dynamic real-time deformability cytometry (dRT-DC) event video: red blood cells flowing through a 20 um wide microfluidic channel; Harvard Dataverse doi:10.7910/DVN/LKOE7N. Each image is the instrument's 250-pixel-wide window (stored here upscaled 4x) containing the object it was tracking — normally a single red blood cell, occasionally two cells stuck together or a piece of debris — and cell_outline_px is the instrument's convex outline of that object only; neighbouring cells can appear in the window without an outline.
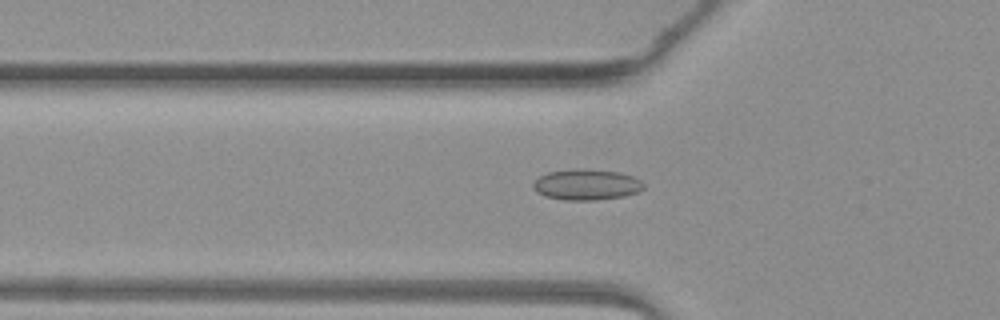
{"species": "common noctule bat (a hibernating species)", "species_latin": "Nyctalus noctula", "temperature_condition": "warm", "stored_images_in_passage": 49, "camera_frame_rate_fps": 3000, "um_per_image_px": 0.085, "animal": {"sex": "female", "body_mass_g": 19.3, "forearm_length_mm": 54.1}, "frame": {"image": 1, "passage_image": 17, "time_ms": 5.333, "image_size_px": [1000, 320], "cell_outline_px": [[644, 188], [636, 192], [624, 196], [596, 200], [564, 200], [544, 196], [536, 192], [532, 188], [532, 184], [540, 176], [548, 172], [576, 168], [588, 168], [620, 172], [632, 176], [640, 180], [644, 184]], "centroid_in_image_um": [49.83, 15.68], "position_along_channel_um": 76.0, "area_um2": 20.06}}
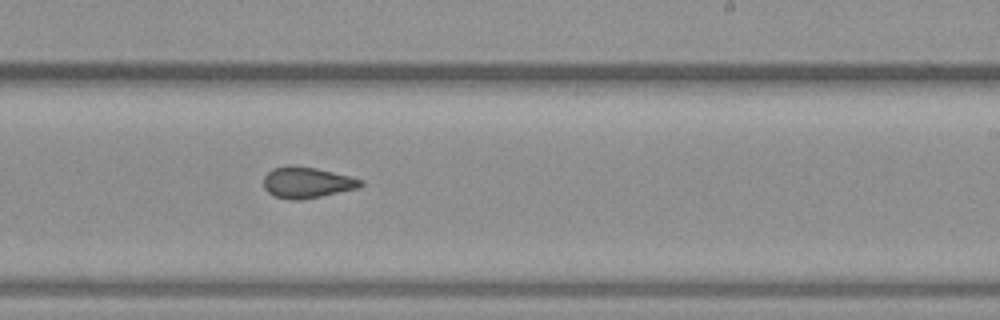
{"frame": {"image": 2, "passage_image": 30, "time_ms": 9.667, "image_size_px": [1000, 320], "cell_outline_px": [[364, 184], [356, 188], [320, 196], [300, 200], [288, 200], [272, 196], [264, 188], [264, 176], [272, 168], [316, 168], [352, 176], [364, 180]], "centroid_in_image_um": [26.1, 15.55], "position_along_channel_um": 262.9, "area_um2": 17.11}}
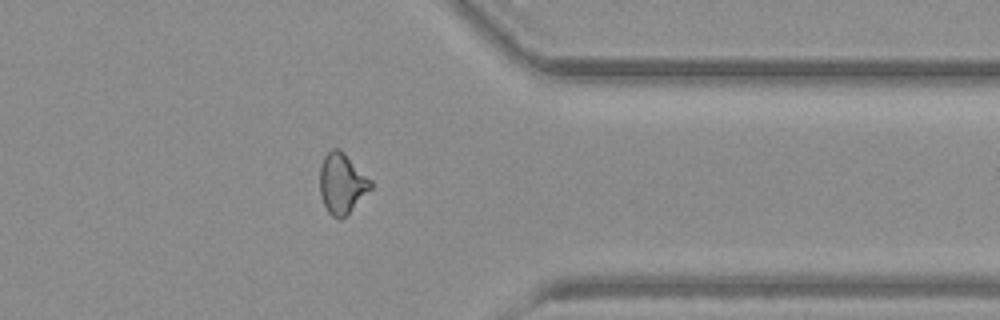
{"frame": {"image": 3, "passage_image": 39, "time_ms": 12.667, "image_size_px": [1000, 320], "cell_outline_px": [[372, 188], [340, 220], [332, 216], [328, 212], [320, 196], [320, 168], [324, 156], [332, 148], [340, 148], [372, 180]], "centroid_in_image_um": [29.06, 15.56], "position_along_channel_um": 382.3, "area_um2": 17.8}}